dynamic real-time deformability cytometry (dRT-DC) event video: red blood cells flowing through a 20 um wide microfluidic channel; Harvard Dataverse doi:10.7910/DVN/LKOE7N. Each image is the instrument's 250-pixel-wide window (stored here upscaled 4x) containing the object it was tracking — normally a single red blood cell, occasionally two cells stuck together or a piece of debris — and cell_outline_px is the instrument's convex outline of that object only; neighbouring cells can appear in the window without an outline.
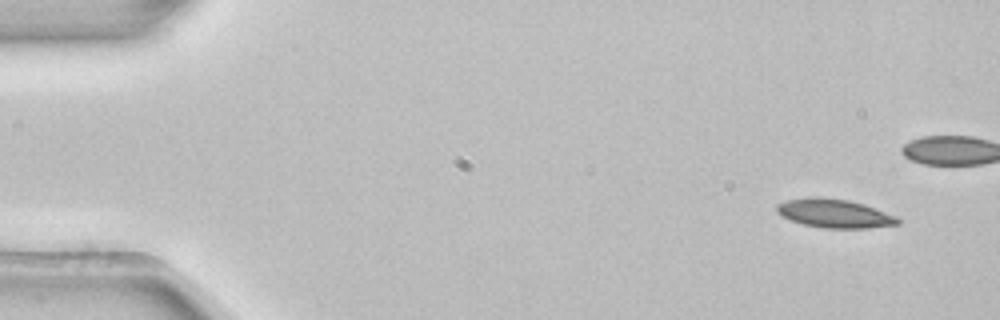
{"species": "common noctule bat (a hibernating species)", "species_latin": "Nyctalus noctula", "temperature_condition": "room temperature", "stored_images_in_passage": 5, "segment_of_instrument_passage": [1, 2], "camera_frame_rate_fps": 3000, "um_per_image_px": 0.085, "animal": {"sex": "female", "body_mass_g": 22.7, "forearm_length_mm": 54.2}, "frame": {"image": 1, "passage_image": 1, "time_ms": 0.0, "image_size_px": [1000, 320], "cell_outline_px": [[900, 224], [868, 228], [824, 228], [804, 224], [780, 216], [776, 212], [776, 204], [788, 200], [812, 196], [848, 200], [864, 204], [896, 216], [900, 220]], "centroid_in_image_um": [70.92, 18.14], "position_along_channel_um": 14.1, "area_um2": 20.17}}
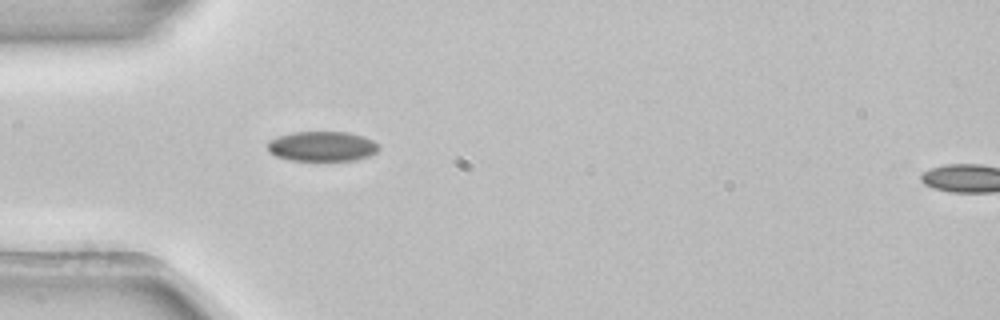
{"frame": {"image": 2, "passage_image": 4, "time_ms": 1.0, "image_size_px": [1000, 320], "cell_outline_px": [[380, 148], [376, 152], [368, 156], [352, 160], [288, 160], [276, 156], [268, 152], [268, 140], [292, 132], [348, 132], [364, 136], [372, 140]], "centroid_in_image_um": [27.35, 12.43], "position_along_channel_um": 57.6, "area_um2": 19.31}}